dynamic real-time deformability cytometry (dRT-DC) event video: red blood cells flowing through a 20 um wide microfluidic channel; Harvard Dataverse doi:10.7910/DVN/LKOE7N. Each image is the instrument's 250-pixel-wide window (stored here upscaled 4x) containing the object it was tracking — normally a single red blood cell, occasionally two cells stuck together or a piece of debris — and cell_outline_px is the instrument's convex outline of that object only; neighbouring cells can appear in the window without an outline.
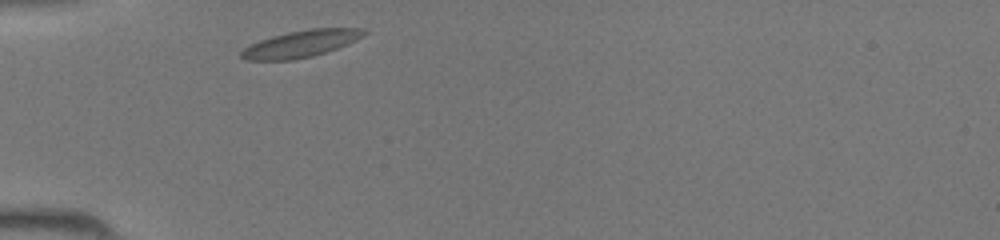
{"species": "common noctule bat (a hibernating species)", "species_latin": "Nyctalus noctula", "temperature_condition": "room temperature", "stored_images_in_passage": 26, "camera_frame_rate_fps": 3000, "um_per_image_px": 0.085, "animal": {"sex": "female", "body_mass_g": 19.5, "forearm_length_mm": 54.1}, "frame": {"image": 1, "passage_image": 1, "time_ms": 0.0, "image_size_px": [1000, 240], "cell_outline_px": [[368, 32], [364, 36], [356, 40], [336, 48], [312, 56], [292, 60], [244, 60], [240, 56], [240, 52], [244, 48], [260, 40], [272, 36], [288, 32], [308, 28], [368, 28]], "centroid_in_image_um": [25.6, 3.71], "position_along_channel_um": 59.4, "area_um2": 19.19}}
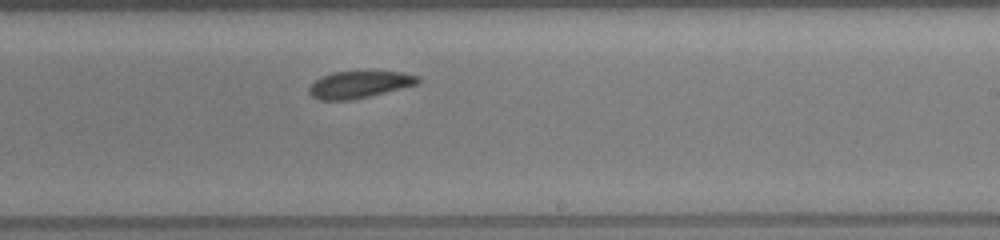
{"frame": {"image": 2, "passage_image": 15, "time_ms": 4.667, "image_size_px": [1000, 240], "cell_outline_px": [[420, 84], [368, 96], [348, 100], [320, 100], [312, 96], [308, 92], [308, 88], [320, 76], [336, 72], [400, 72], [420, 76]], "centroid_in_image_um": [30.55, 7.19], "position_along_channel_um": 258.4, "area_um2": 16.94}}
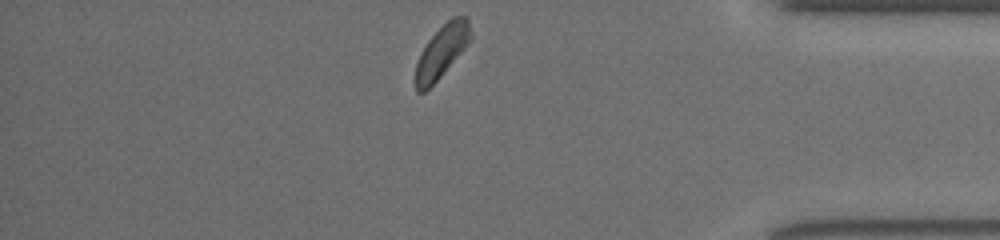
{"frame": {"image": 3, "passage_image": 26, "time_ms": 8.333, "image_size_px": [1000, 240], "cell_outline_px": [[472, 36], [464, 48], [440, 76], [424, 92], [416, 92], [416, 64], [428, 40], [452, 16], [468, 16]], "centroid_in_image_um": [37.57, 4.33], "position_along_channel_um": 397.6, "area_um2": 16.24}}